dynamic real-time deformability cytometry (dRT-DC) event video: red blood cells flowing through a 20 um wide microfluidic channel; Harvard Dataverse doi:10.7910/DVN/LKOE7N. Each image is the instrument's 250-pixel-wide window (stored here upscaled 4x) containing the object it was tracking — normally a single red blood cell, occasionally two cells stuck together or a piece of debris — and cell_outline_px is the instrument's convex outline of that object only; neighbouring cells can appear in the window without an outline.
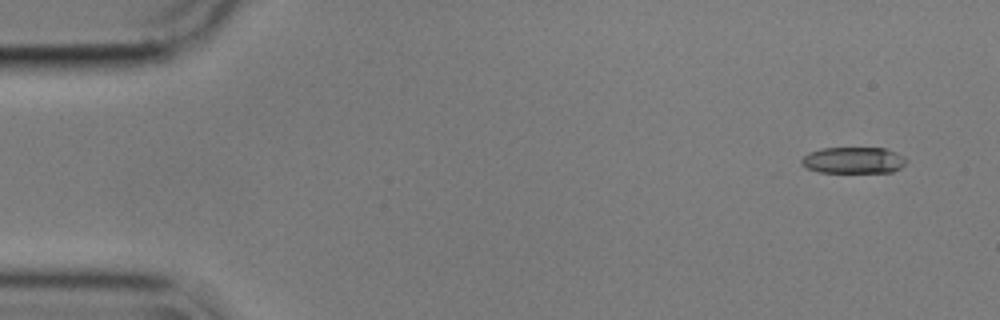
{"species": "common noctule bat (a hibernating species)", "species_latin": "Nyctalus noctula", "temperature_condition": "cold", "stored_images_in_passage": 53, "camera_frame_rate_fps": 3000, "um_per_image_px": 0.085, "animal": {"sex": "male", "body_mass_g": 17.9}, "frame": {"image": 1, "passage_image": 1, "time_ms": 0.0, "image_size_px": [1000, 320], "cell_outline_px": [[908, 160], [900, 168], [892, 172], [820, 172], [808, 168], [800, 164], [800, 160], [808, 152], [820, 148], [884, 148]], "centroid_in_image_um": [72.48, 13.62], "position_along_channel_um": 12.5, "area_um2": 15.95}}
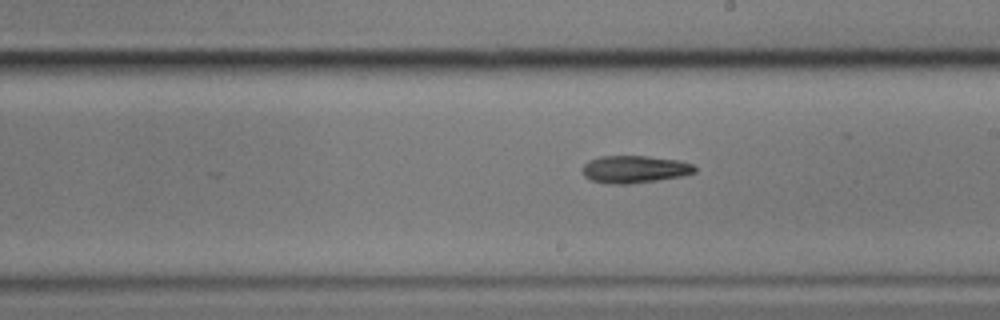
{"frame": {"image": 2, "passage_image": 29, "time_ms": 9.333, "image_size_px": [1000, 320], "cell_outline_px": [[696, 172], [680, 176], [656, 180], [628, 184], [608, 184], [592, 180], [584, 176], [580, 168], [588, 160], [600, 156], [648, 156], [676, 160], [692, 164], [696, 168]], "centroid_in_image_um": [53.87, 14.38], "position_along_channel_um": 235.1, "area_um2": 17.92}}
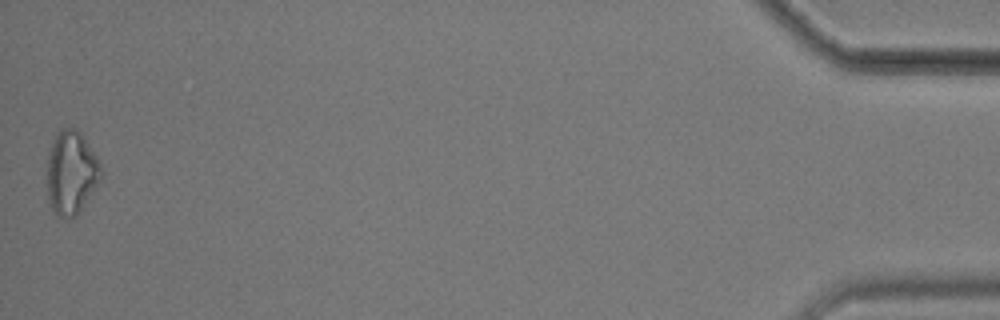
{"frame": {"image": 3, "passage_image": 53, "time_ms": 17.333, "image_size_px": [1000, 320], "cell_outline_px": [[104, 172], [84, 204], [76, 216], [64, 220], [52, 208], [48, 200], [48, 152], [56, 132], [60, 128], [72, 128], [80, 132], [96, 156]], "centroid_in_image_um": [6.05, 14.66], "position_along_channel_um": 429.2, "area_um2": 25.95}, "authors_computed_cell_mechanics": {"area_um2": 17.918, "velocity_mm_per_s": 3.5832, "shape_relaxation_time_tau1_ms": 9.4901, "shape_relaxation_time_tau2_ms": null, "deformation_change_tau1": 0.242, "deformation_change_tau2": null}}